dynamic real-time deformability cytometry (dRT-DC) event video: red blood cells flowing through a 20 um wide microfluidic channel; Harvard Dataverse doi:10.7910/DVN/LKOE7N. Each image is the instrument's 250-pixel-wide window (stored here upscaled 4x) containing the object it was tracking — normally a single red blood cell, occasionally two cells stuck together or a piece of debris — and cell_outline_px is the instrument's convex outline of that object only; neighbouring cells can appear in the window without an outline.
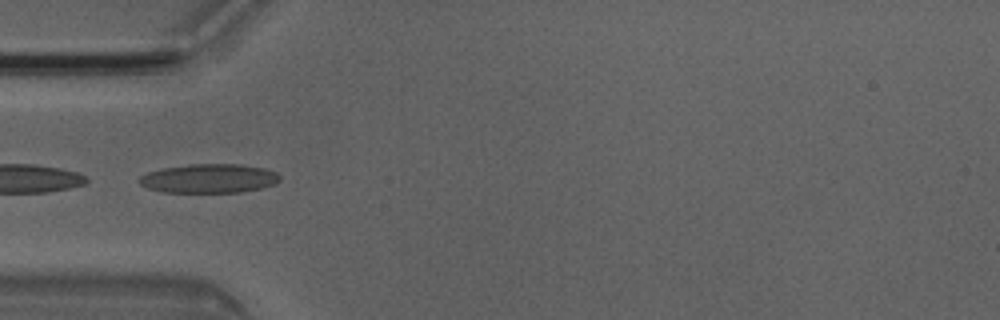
{"species": "Egyptian fruit bat (a non-hibernating species)", "species_latin": "Rousettus aegyptiacus", "temperature_condition": "room temperature", "stored_images_in_passage": 4, "camera_frame_rate_fps": 3000, "um_per_image_px": 0.085, "animal": {"sex": "male"}, "frame": {"image": 1, "passage_image": 4, "time_ms": 1.0, "image_size_px": [1000, 320], "cell_outline_px": [[280, 180], [276, 184], [264, 188], [240, 192], [160, 192], [148, 188], [140, 184], [136, 180], [140, 176], [148, 172], [164, 168], [188, 164], [240, 164], [264, 168], [276, 172], [280, 176]], "centroid_in_image_um": [17.78, 15.17], "position_along_channel_um": 67.2, "area_um2": 23.99}}